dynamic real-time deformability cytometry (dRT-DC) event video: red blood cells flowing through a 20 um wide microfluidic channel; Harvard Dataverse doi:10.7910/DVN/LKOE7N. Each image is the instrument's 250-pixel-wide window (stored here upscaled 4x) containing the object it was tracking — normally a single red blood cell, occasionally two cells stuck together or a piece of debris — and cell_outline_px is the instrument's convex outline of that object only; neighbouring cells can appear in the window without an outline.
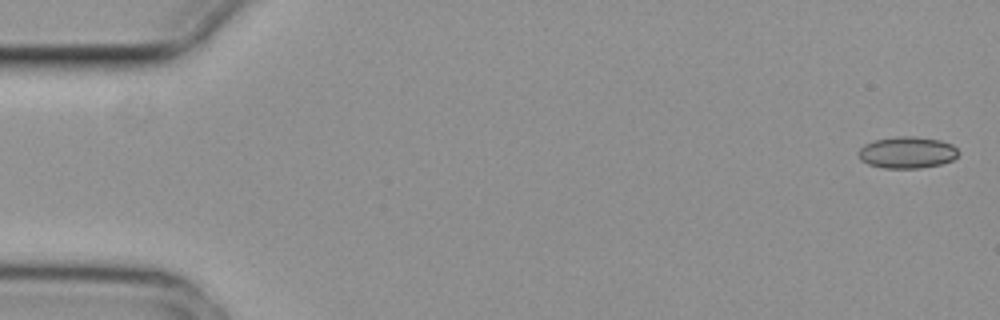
{"species": "common noctule bat (a hibernating species)", "species_latin": "Nyctalus noctula", "temperature_condition": "cold", "stored_images_in_passage": 5, "camera_frame_rate_fps": 3000, "um_per_image_px": 0.085, "animal": {"sex": "female", "body_mass_g": 29.2, "forearm_length_mm": 56.3}, "frame": {"image": 1, "passage_image": 1, "time_ms": 0.0, "image_size_px": [1000, 320], "cell_outline_px": [[960, 152], [952, 160], [940, 164], [916, 168], [884, 168], [868, 164], [860, 160], [860, 148], [864, 144], [876, 140], [896, 136], [916, 136], [940, 140], [952, 144]], "centroid_in_image_um": [77.12, 12.95], "position_along_channel_um": 7.9, "area_um2": 18.32}}
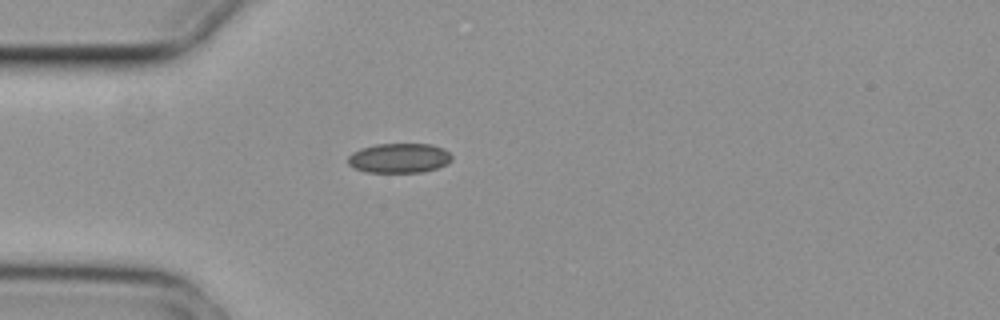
{"frame": {"image": 2, "passage_image": 5, "time_ms": 1.333, "image_size_px": [1000, 320], "cell_outline_px": [[452, 160], [436, 168], [420, 172], [364, 172], [348, 164], [348, 156], [352, 152], [360, 148], [376, 144], [432, 144], [444, 148], [452, 156]], "centroid_in_image_um": [33.91, 13.42], "position_along_channel_um": 51.1, "area_um2": 17.92}}